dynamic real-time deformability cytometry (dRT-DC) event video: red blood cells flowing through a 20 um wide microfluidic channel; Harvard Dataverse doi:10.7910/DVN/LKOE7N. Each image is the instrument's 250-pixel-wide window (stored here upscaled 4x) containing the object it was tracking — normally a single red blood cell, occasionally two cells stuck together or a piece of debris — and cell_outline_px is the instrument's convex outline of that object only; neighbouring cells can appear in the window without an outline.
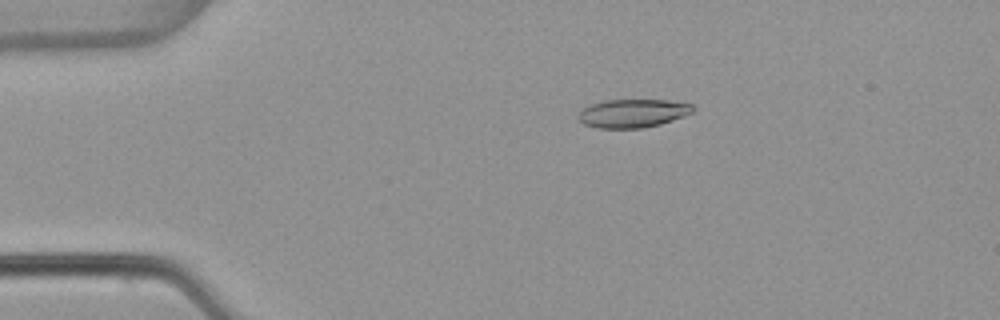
{"species": "common noctule bat (a hibernating species)", "species_latin": "Nyctalus noctula", "temperature_condition": "warm", "stored_images_in_passage": 5, "camera_frame_rate_fps": 3000, "um_per_image_px": 0.085, "animal": {"sex": "female", "body_mass_g": 22.7, "forearm_length_mm": 54.2}, "frame": {"image": 1, "passage_image": 3, "time_ms": 0.667, "image_size_px": [1000, 320], "cell_outline_px": [[692, 112], [684, 116], [660, 124], [644, 128], [596, 128], [584, 124], [576, 116], [584, 108], [592, 104], [604, 100], [668, 100], [692, 104]], "centroid_in_image_um": [53.76, 9.63], "position_along_channel_um": 31.2, "area_um2": 18.84}}
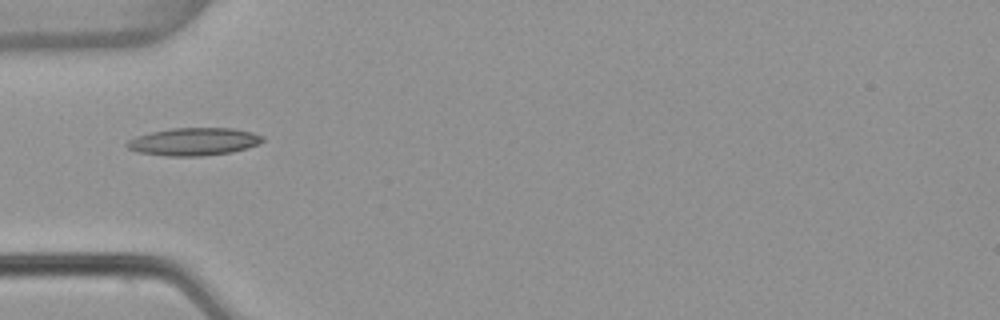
{"frame": {"image": 2, "passage_image": 5, "time_ms": 1.333, "image_size_px": [1000, 320], "cell_outline_px": [[264, 140], [248, 148], [232, 152], [200, 156], [164, 156], [136, 152], [128, 148], [124, 144], [128, 140], [136, 136], [152, 132], [172, 128], [232, 128], [252, 132], [264, 136]], "centroid_in_image_um": [16.45, 12.04], "position_along_channel_um": 68.6, "area_um2": 21.96}}